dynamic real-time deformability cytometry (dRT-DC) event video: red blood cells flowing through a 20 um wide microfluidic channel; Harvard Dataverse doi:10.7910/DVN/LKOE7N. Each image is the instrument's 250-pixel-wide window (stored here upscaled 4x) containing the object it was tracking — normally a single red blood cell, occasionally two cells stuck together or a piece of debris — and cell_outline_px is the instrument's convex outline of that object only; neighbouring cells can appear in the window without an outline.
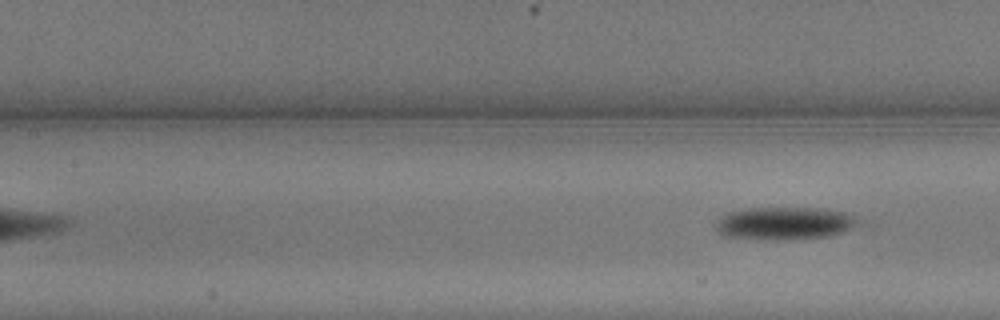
{"species": "common noctule bat (a hibernating species)", "species_latin": "Nyctalus noctula", "temperature_condition": "warm", "stored_images_in_passage": 10, "segment_of_instrument_passage": [2, 2], "camera_frame_rate_fps": 3000, "um_per_image_px": 0.085, "animal": {"sex": "male", "body_mass_g": 13.3}, "frame": {"image": 1, "passage_image": 10, "time_ms": 3.0, "image_size_px": [1000, 320], "cell_outline_px": [[856, 224], [852, 228], [844, 232], [828, 236], [792, 240], [760, 240], [724, 236], [716, 228], [716, 224], [720, 216], [732, 212], [748, 208], [820, 208], [844, 212], [856, 216]], "centroid_in_image_um": [66.68, 19.0], "position_along_channel_um": 140.7, "area_um2": 27.22}}